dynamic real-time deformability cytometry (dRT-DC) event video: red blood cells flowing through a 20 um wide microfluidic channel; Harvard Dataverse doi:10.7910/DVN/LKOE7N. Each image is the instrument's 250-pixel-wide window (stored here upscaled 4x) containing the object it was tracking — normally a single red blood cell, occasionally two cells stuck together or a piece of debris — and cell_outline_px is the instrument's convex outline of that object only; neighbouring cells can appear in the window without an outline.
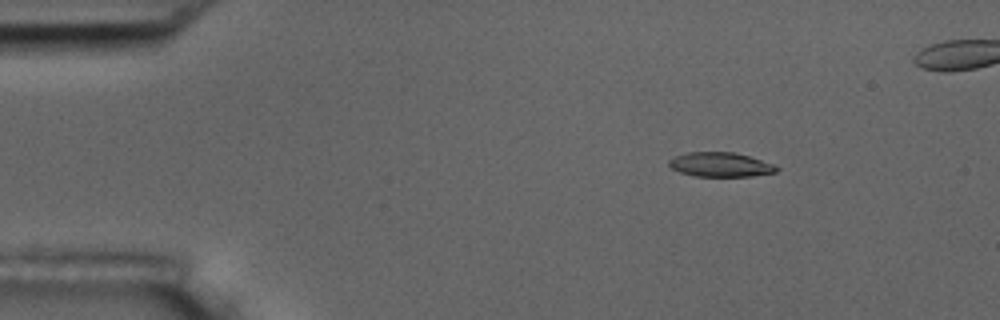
{"species": "common noctule bat (a hibernating species)", "species_latin": "Nyctalus noctula", "temperature_condition": "room temperature", "stored_images_in_passage": 46, "camera_frame_rate_fps": 3000, "um_per_image_px": 0.085, "animal": {"sex": "male", "body_mass_g": 17.5, "forearm_length_mm": 52.3}, "frame": {"image": 1, "passage_image": 3, "time_ms": 0.667, "image_size_px": [1000, 320], "cell_outline_px": [[780, 168], [776, 172], [752, 176], [696, 176], [680, 172], [672, 168], [668, 164], [668, 160], [676, 156], [688, 152], [736, 152], [772, 164]], "centroid_in_image_um": [61.23, 13.99], "position_along_channel_um": 23.8, "area_um2": 15.14}}
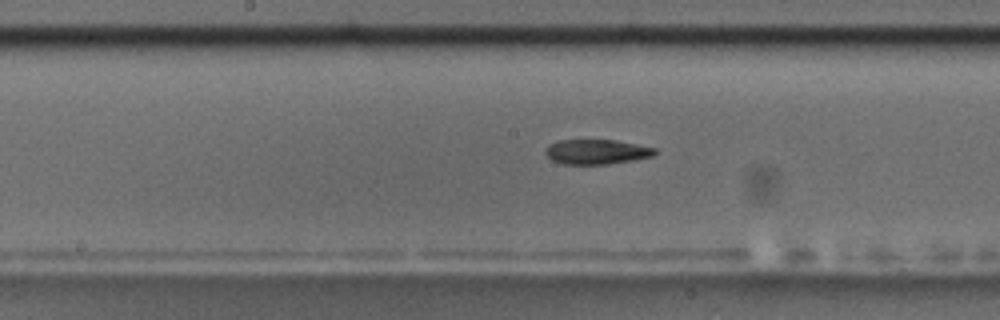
{"frame": {"image": 2, "passage_image": 23, "time_ms": 7.333, "image_size_px": [1000, 320], "cell_outline_px": [[656, 152], [652, 156], [632, 160], [608, 164], [564, 164], [552, 160], [544, 152], [544, 148], [548, 144], [556, 140], [616, 140], [656, 148]], "centroid_in_image_um": [50.66, 12.89], "position_along_channel_um": 197.5, "area_um2": 15.84}}
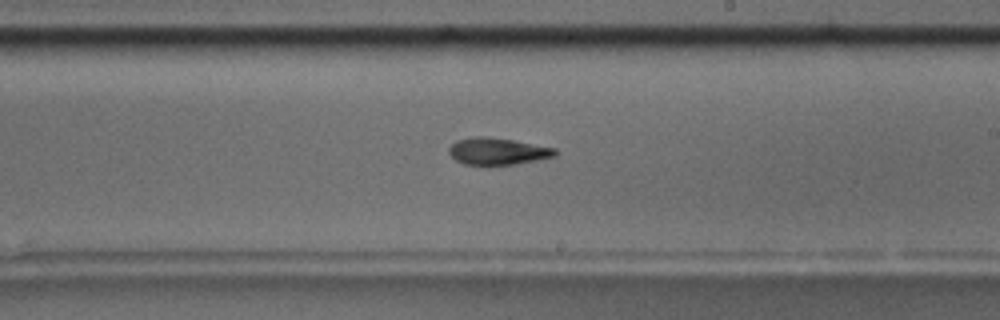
{"frame": {"image": 3, "passage_image": 27, "time_ms": 8.667, "image_size_px": [1000, 320], "cell_outline_px": [[556, 156], [540, 160], [516, 164], [464, 164], [456, 160], [448, 152], [448, 148], [456, 140], [472, 136], [484, 136], [512, 140], [556, 148]], "centroid_in_image_um": [42.3, 12.85], "position_along_channel_um": 246.7, "area_um2": 16.59}}